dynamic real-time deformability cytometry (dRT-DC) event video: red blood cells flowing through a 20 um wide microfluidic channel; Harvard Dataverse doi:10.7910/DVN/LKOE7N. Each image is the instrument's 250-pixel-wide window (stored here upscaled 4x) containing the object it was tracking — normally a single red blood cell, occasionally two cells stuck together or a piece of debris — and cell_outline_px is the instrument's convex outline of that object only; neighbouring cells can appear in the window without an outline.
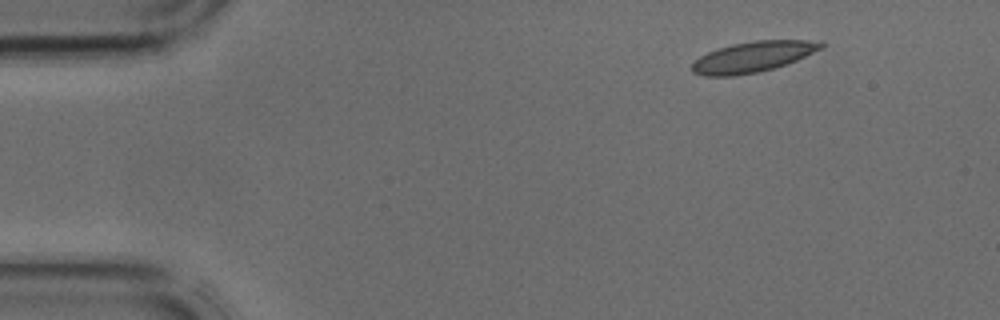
{"species": "common noctule bat (a hibernating species)", "species_latin": "Nyctalus noctula", "temperature_condition": "cold", "stored_images_in_passage": 39, "camera_frame_rate_fps": 3000, "um_per_image_px": 0.085, "animal": {"sex": "male", "body_mass_g": 17.9, "forearm_length_mm": 54.2}, "frame": {"image": 1, "passage_image": 1, "time_ms": 0.0, "image_size_px": [1000, 320], "cell_outline_px": [[824, 48], [796, 60], [776, 68], [756, 72], [732, 76], [704, 76], [692, 72], [692, 64], [700, 56], [716, 48], [732, 44], [756, 40], [804, 40], [824, 44]], "centroid_in_image_um": [63.96, 4.83], "position_along_channel_um": 21.0, "area_um2": 22.89}}
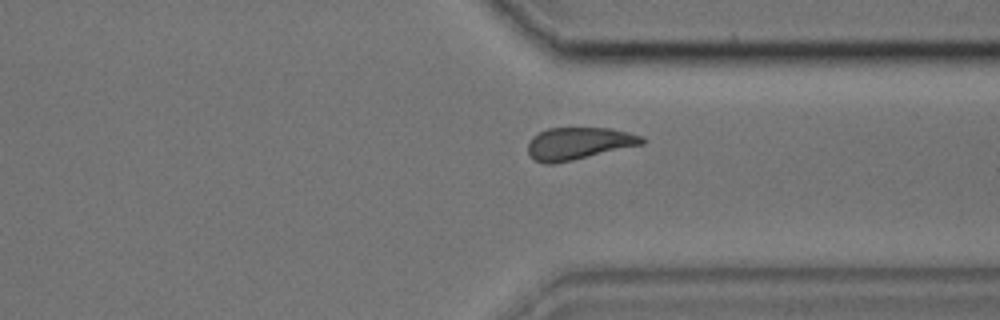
{"frame": {"image": 2, "passage_image": 28, "time_ms": 9.0, "image_size_px": [1000, 320], "cell_outline_px": [[648, 140], [644, 144], [572, 160], [552, 164], [544, 164], [536, 160], [528, 152], [528, 144], [532, 136], [548, 128], [612, 128], [644, 136]], "centroid_in_image_um": [49.23, 12.18], "position_along_channel_um": 362.2, "area_um2": 21.44}}
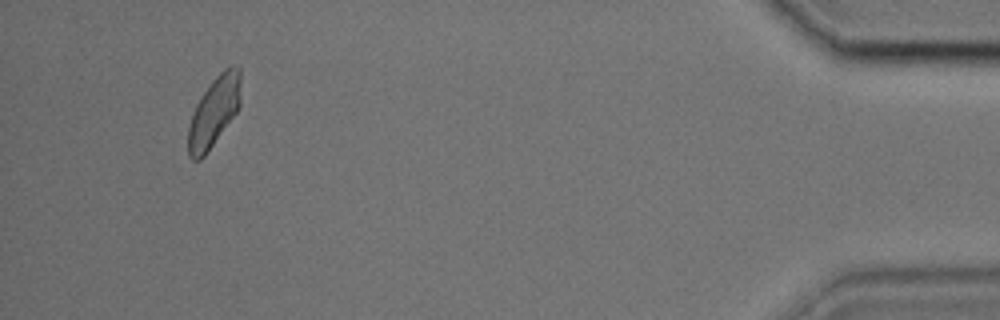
{"frame": {"image": 3, "passage_image": 36, "time_ms": 11.667, "image_size_px": [1000, 320], "cell_outline_px": [[240, 104], [236, 112], [208, 152], [200, 160], [192, 160], [188, 156], [188, 128], [196, 104], [212, 80], [228, 64], [232, 64], [240, 68]], "centroid_in_image_um": [18.19, 9.49], "position_along_channel_um": 417.0, "area_um2": 21.33}}